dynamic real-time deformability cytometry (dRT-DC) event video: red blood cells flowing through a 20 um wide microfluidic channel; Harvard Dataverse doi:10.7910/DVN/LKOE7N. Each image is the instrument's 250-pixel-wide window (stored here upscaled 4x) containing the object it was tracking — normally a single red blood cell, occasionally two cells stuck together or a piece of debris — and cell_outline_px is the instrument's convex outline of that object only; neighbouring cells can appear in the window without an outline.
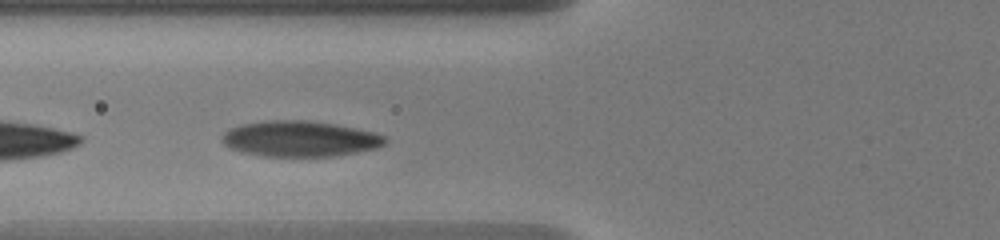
{"species": "human", "species_latin": "Homo sapiens", "temperature_condition": "warm", "stored_images_in_passage": 7, "camera_frame_rate_fps": 3000, "um_per_image_px": 0.085, "donor": {"sex": "male"}, "frame": {"image": 1, "passage_image": 6, "time_ms": 2.333, "image_size_px": [1000, 240], "cell_outline_px": [[388, 140], [384, 144], [376, 148], [356, 152], [332, 156], [264, 156], [244, 152], [232, 148], [224, 144], [224, 132], [228, 128], [240, 124], [268, 120], [308, 120], [336, 124], [356, 128], [372, 132], [384, 136]], "centroid_in_image_um": [25.5, 11.78], "position_along_channel_um": 100.3, "area_um2": 33.7}}